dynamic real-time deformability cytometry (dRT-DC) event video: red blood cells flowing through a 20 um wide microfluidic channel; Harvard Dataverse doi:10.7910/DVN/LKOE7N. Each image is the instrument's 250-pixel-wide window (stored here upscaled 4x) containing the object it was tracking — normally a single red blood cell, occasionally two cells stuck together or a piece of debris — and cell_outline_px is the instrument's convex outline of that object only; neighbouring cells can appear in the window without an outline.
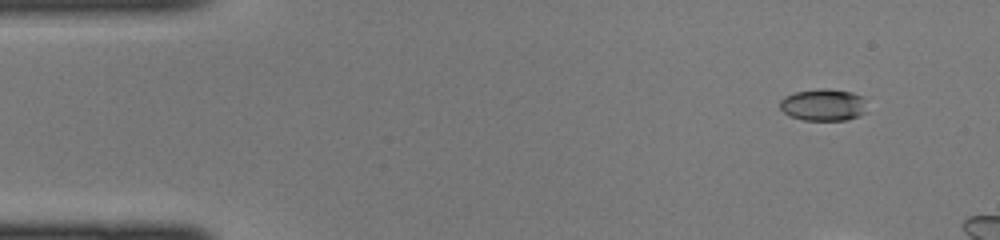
{"species": "common noctule bat (a hibernating species)", "species_latin": "Nyctalus noctula", "temperature_condition": "cold", "stored_images_in_passage": 10, "camera_frame_rate_fps": 3000, "um_per_image_px": 0.085, "animal": {"sex": "female", "body_mass_g": 22.0, "forearm_length_mm": 56.7}, "frame": {"image": 1, "passage_image": 4, "time_ms": 1.0, "image_size_px": [1000, 240], "cell_outline_px": [[864, 112], [860, 116], [848, 120], [804, 120], [788, 116], [780, 108], [780, 100], [784, 96], [796, 92], [816, 88], [828, 88], [852, 92], [864, 96]], "centroid_in_image_um": [69.97, 8.9], "position_along_channel_um": 15.0, "area_um2": 16.42}}